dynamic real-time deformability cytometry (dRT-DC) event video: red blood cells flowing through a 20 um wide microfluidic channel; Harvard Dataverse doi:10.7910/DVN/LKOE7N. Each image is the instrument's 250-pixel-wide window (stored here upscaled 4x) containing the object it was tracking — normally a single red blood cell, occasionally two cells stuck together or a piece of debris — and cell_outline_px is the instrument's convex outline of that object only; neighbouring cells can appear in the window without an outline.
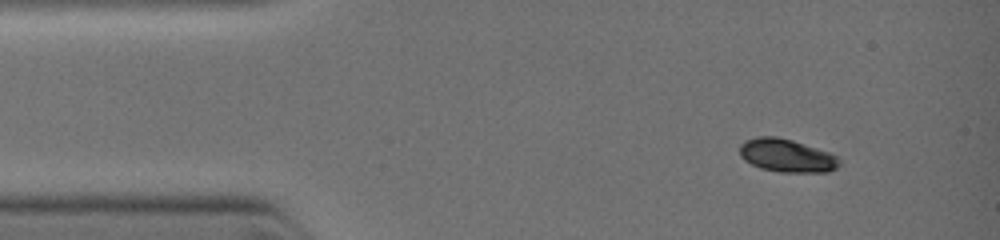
{"species": "common noctule bat (a hibernating species)", "species_latin": "Nyctalus noctula", "temperature_condition": "warm", "stored_images_in_passage": 55, "camera_frame_rate_fps": 3000, "um_per_image_px": 0.085, "animal": {"sex": "female", "body_mass_g": 19.0, "forearm_length_mm": 51.5}, "frame": {"image": 1, "passage_image": 7, "time_ms": 1.0, "image_size_px": [1000, 240], "cell_outline_px": [[840, 164], [836, 168], [828, 172], [780, 172], [760, 168], [744, 160], [740, 156], [740, 144], [744, 140], [760, 136], [776, 136], [792, 140], [828, 152], [836, 156], [840, 160]], "centroid_in_image_um": [66.85, 13.22], "position_along_channel_um": 18.2, "area_um2": 19.19}}
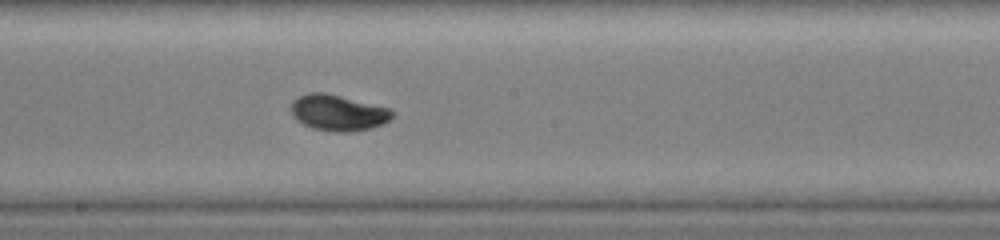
{"frame": {"image": 2, "passage_image": 30, "time_ms": 6.0, "image_size_px": [1000, 240], "cell_outline_px": [[392, 116], [384, 124], [372, 128], [352, 132], [336, 132], [312, 128], [296, 120], [292, 116], [288, 108], [292, 100], [308, 92], [324, 92], [388, 108], [392, 112]], "centroid_in_image_um": [28.66, 9.59], "position_along_channel_um": 219.5, "area_um2": 21.27}}
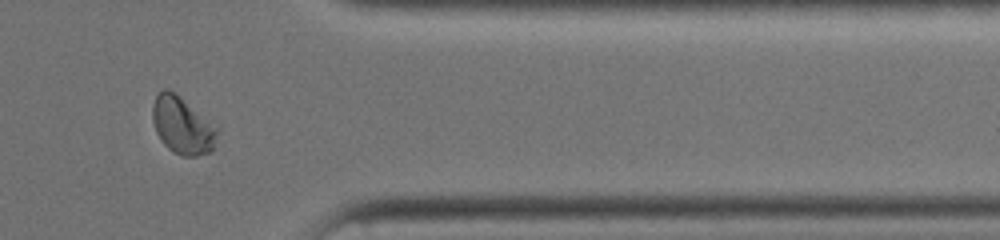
{"frame": {"image": 3, "passage_image": 50, "time_ms": 9.333, "image_size_px": [1000, 240], "cell_outline_px": [[216, 132], [212, 152], [196, 156], [180, 156], [172, 152], [160, 140], [156, 132], [152, 120], [152, 104], [156, 96], [164, 88], [168, 88], [176, 92], [216, 128]], "centroid_in_image_um": [15.43, 10.67], "position_along_channel_um": 396.0, "area_um2": 21.33}}